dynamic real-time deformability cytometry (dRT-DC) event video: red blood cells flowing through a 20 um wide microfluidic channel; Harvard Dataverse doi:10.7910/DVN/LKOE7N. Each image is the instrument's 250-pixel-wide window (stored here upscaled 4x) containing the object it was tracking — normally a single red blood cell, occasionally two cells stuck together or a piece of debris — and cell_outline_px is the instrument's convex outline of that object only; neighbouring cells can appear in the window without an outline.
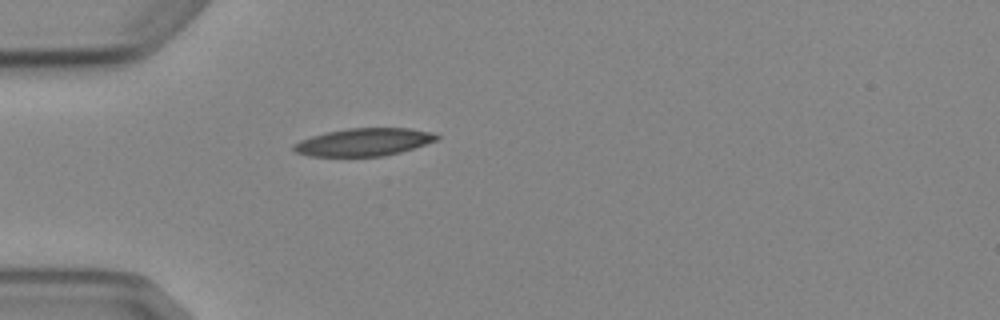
{"species": "Egyptian fruit bat (a non-hibernating species)", "species_latin": "Rousettus aegyptiacus", "temperature_condition": "cold", "stored_images_in_passage": 1, "camera_frame_rate_fps": 3000, "um_per_image_px": 0.085, "animal": {"sex": "female"}, "frame": {"image": 1, "passage_image": 1, "time_ms": 0.0, "image_size_px": [1000, 320], "cell_outline_px": [[440, 136], [436, 140], [400, 152], [384, 156], [308, 156], [296, 152], [292, 148], [292, 144], [300, 140], [312, 136], [328, 132], [348, 128], [408, 128], [436, 132]], "centroid_in_image_um": [30.92, 12.07], "position_along_channel_um": 54.1, "area_um2": 23.0}}